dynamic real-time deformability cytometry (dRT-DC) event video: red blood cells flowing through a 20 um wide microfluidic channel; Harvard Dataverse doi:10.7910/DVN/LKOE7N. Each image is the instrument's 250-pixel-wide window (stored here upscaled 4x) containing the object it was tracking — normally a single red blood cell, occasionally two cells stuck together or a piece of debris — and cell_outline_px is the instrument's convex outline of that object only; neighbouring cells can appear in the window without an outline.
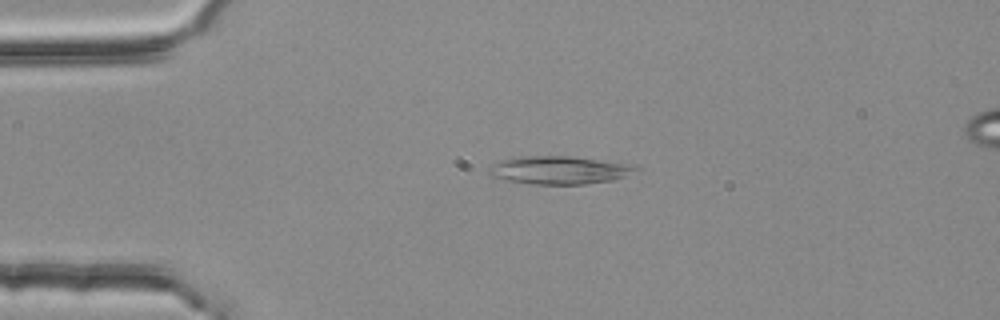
{"species": "common noctule bat (a hibernating species)", "species_latin": "Nyctalus noctula", "temperature_condition": "room temperature", "stored_images_in_passage": 16, "camera_frame_rate_fps": 3000, "um_per_image_px": 0.085, "animal": {"sex": "female", "body_mass_g": 25.1}, "frame": {"image": 1, "passage_image": 9, "time_ms": 2.667, "image_size_px": [1000, 320], "cell_outline_px": [[640, 168], [624, 176], [612, 180], [584, 184], [532, 184], [508, 180], [492, 176], [488, 172], [488, 168], [492, 164], [500, 160], [512, 156], [568, 156], [632, 164]], "centroid_in_image_um": [47.48, 14.44], "position_along_channel_um": 37.5, "area_um2": 23.87}}
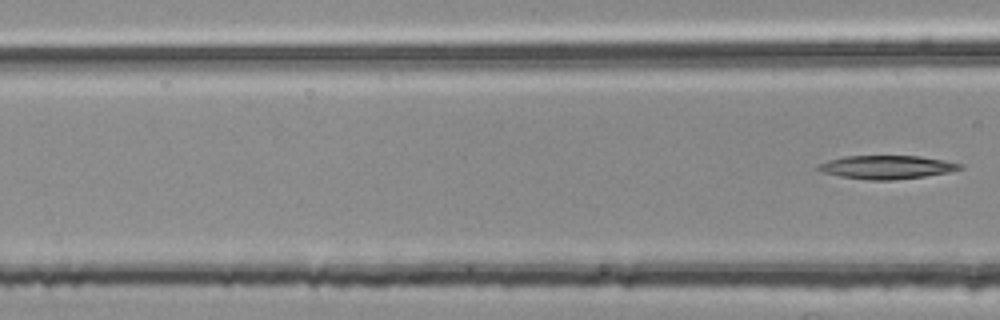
{"frame": {"image": 2, "passage_image": 16, "time_ms": 5.0, "image_size_px": [1000, 320], "cell_outline_px": [[964, 168], [948, 172], [924, 176], [892, 180], [868, 180], [840, 176], [820, 172], [816, 168], [820, 164], [828, 160], [844, 156], [920, 156], [944, 160], [964, 164]], "centroid_in_image_um": [75.38, 14.2], "position_along_channel_um": 91.2, "area_um2": 19.36}}